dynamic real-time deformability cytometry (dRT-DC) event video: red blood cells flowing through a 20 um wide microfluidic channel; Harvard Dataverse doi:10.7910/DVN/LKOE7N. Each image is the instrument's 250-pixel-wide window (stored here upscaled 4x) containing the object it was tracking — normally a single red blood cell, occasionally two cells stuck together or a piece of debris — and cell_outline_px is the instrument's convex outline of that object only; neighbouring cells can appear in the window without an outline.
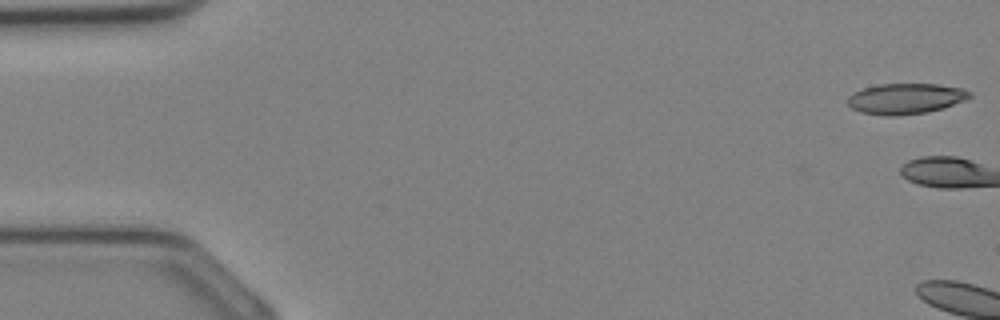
{"species": "Egyptian fruit bat (a non-hibernating species)", "species_latin": "Rousettus aegyptiacus", "temperature_condition": "cold", "stored_images_in_passage": 2, "camera_frame_rate_fps": 3000, "um_per_image_px": 0.085, "animal": {"sex": "female"}, "frame": {"image": 1, "passage_image": 1, "time_ms": 0.0, "image_size_px": [1000, 320], "cell_outline_px": [[972, 96], [964, 100], [928, 112], [896, 116], [884, 116], [860, 112], [852, 108], [848, 104], [848, 96], [864, 88], [880, 84], [940, 84], [964, 88], [972, 92]], "centroid_in_image_um": [76.99, 8.38], "position_along_channel_um": 8.0, "area_um2": 21.73}}